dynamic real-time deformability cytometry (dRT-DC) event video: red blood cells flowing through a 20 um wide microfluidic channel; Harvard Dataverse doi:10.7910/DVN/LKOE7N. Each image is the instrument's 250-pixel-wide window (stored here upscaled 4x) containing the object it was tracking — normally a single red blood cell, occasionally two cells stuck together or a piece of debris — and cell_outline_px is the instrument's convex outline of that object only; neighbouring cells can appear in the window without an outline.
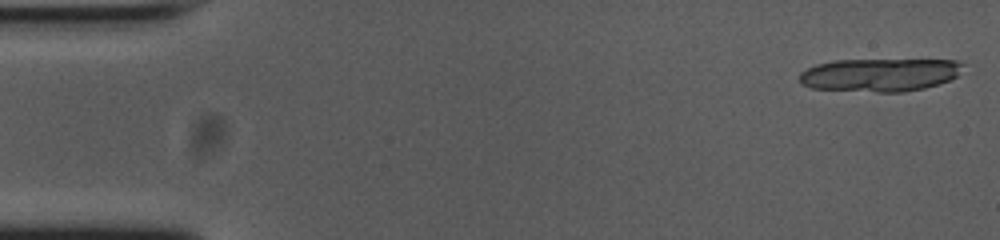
{"species": "common noctule bat (a hibernating species)", "species_latin": "Nyctalus noctula", "temperature_condition": "cold", "stored_images_in_passage": 17, "camera_frame_rate_fps": 3000, "um_per_image_px": 0.085, "animal": {"sex": "female", "body_mass_g": 23.0, "forearm_length_mm": 53.4}, "frame": {"image": 1, "passage_image": 1, "time_ms": 0.0, "image_size_px": [1000, 240], "cell_outline_px": [[964, 64], [956, 76], [948, 80], [924, 88], [904, 92], [876, 92], [812, 88], [804, 84], [800, 80], [800, 72], [816, 64], [836, 60], [956, 60]], "centroid_in_image_um": [74.77, 6.36], "position_along_channel_um": 10.2, "area_um2": 31.27}}